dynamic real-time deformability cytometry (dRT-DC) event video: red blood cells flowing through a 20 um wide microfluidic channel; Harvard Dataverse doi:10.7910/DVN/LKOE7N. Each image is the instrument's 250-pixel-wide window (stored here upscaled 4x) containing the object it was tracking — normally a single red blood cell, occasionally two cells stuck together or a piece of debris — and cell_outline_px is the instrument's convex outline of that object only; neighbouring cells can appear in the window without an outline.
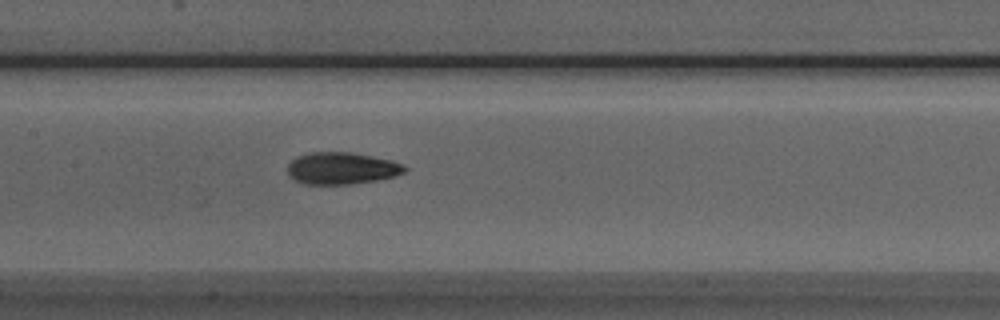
{"species": "Egyptian fruit bat (a non-hibernating species)", "species_latin": "Rousettus aegyptiacus", "temperature_condition": "room temperature", "stored_images_in_passage": 34, "camera_frame_rate_fps": 3000, "um_per_image_px": 0.085, "animal": {"sex": "male"}, "frame": {"image": 1, "passage_image": 11, "time_ms": 3.333, "image_size_px": [1000, 320], "cell_outline_px": [[408, 168], [404, 172], [396, 176], [376, 180], [352, 184], [304, 184], [292, 180], [288, 176], [288, 164], [296, 156], [308, 152], [352, 152], [392, 160], [404, 164]], "centroid_in_image_um": [29.03, 14.3], "position_along_channel_um": 178.4, "area_um2": 22.14}}
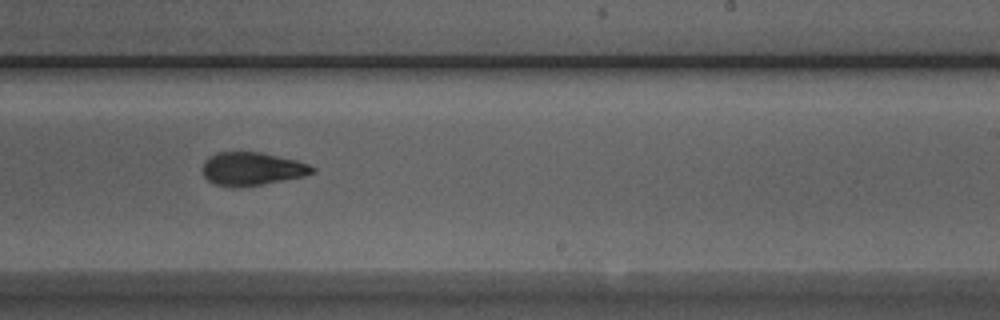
{"frame": {"image": 2, "passage_image": 18, "time_ms": 5.667, "image_size_px": [1000, 320], "cell_outline_px": [[316, 172], [304, 176], [264, 184], [236, 188], [232, 188], [216, 184], [208, 180], [204, 176], [200, 168], [204, 160], [208, 156], [216, 152], [260, 152], [296, 160], [308, 164], [316, 168]], "centroid_in_image_um": [21.38, 14.35], "position_along_channel_um": 267.6, "area_um2": 21.56}}
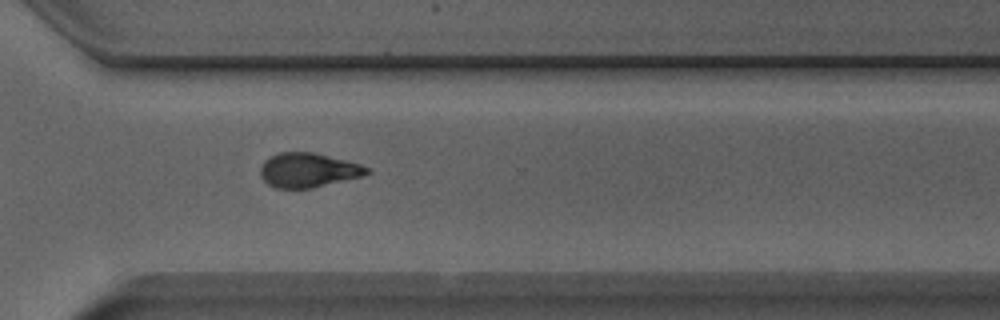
{"frame": {"image": 3, "passage_image": 24, "time_ms": 7.667, "image_size_px": [1000, 320], "cell_outline_px": [[372, 172], [360, 176], [312, 188], [276, 188], [268, 184], [260, 176], [260, 168], [264, 160], [280, 152], [312, 152], [360, 164], [372, 168]], "centroid_in_image_um": [26.18, 14.46], "position_along_channel_um": 344.4, "area_um2": 21.15}, "authors_computed_cell_mechanics": {"area_um2": 21.6461, "velocity_mm_per_s": 3.8377, "shape_relaxation_time_tau1_ms": 5.1473, "shape_relaxation_time_tau2_ms": 2.8144, "deformation_change_tau1": 0.1545, "deformation_change_tau2": 0.1073}}